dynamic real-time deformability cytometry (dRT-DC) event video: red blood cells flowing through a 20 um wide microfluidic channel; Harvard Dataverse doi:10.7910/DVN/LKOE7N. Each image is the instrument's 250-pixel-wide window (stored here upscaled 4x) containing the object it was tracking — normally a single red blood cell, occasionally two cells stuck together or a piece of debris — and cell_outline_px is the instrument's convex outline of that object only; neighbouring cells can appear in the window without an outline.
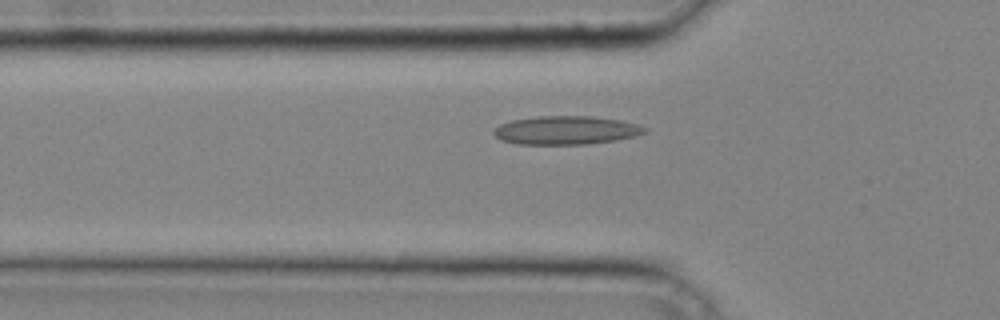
{"species": "common noctule bat (a hibernating species)", "species_latin": "Nyctalus noctula", "temperature_condition": "cold", "stored_images_in_passage": 16, "camera_frame_rate_fps": 3000, "um_per_image_px": 0.085, "animal": {"sex": "male", "body_mass_g": 20.4}, "frame": {"image": 1, "passage_image": 5, "time_ms": 1.333, "image_size_px": [1000, 320], "cell_outline_px": [[648, 132], [636, 136], [616, 140], [588, 144], [516, 144], [500, 140], [492, 132], [500, 124], [512, 120], [540, 116], [592, 116], [620, 120], [636, 124], [648, 128]], "centroid_in_image_um": [48.14, 11.07], "position_along_channel_um": 77.7, "area_um2": 25.14}}
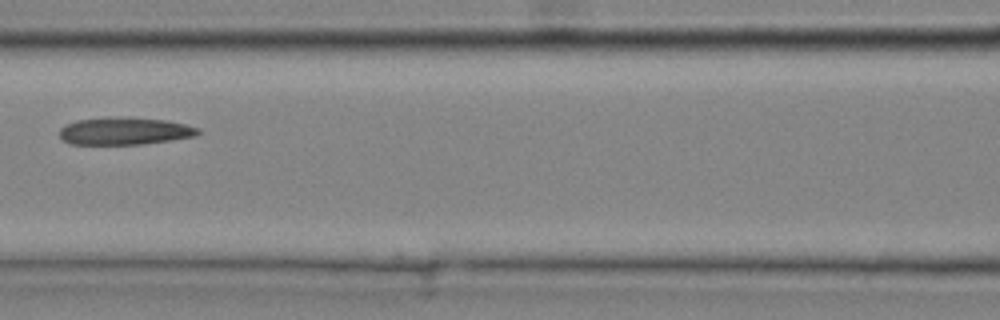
{"frame": {"image": 2, "passage_image": 10, "time_ms": 3.0, "image_size_px": [1000, 320], "cell_outline_px": [[200, 132], [196, 136], [172, 140], [144, 144], [68, 144], [60, 136], [60, 128], [76, 120], [132, 116], [164, 120], [184, 124], [200, 128]], "centroid_in_image_um": [10.63, 11.14], "position_along_channel_um": 156.0, "area_um2": 22.14}}
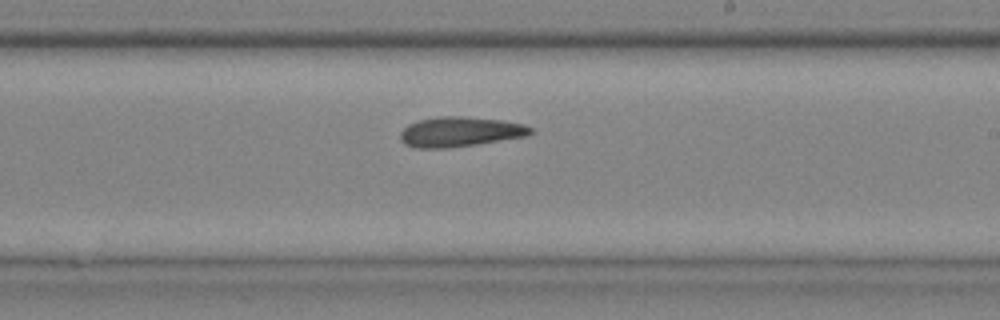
{"frame": {"image": 3, "passage_image": 16, "time_ms": 5.0, "image_size_px": [1000, 320], "cell_outline_px": [[532, 132], [528, 136], [476, 144], [448, 148], [416, 148], [404, 144], [400, 140], [400, 132], [408, 124], [420, 120], [436, 116], [464, 116], [504, 120], [524, 124], [532, 128]], "centroid_in_image_um": [39.09, 11.2], "position_along_channel_um": 249.9, "area_um2": 22.89}}